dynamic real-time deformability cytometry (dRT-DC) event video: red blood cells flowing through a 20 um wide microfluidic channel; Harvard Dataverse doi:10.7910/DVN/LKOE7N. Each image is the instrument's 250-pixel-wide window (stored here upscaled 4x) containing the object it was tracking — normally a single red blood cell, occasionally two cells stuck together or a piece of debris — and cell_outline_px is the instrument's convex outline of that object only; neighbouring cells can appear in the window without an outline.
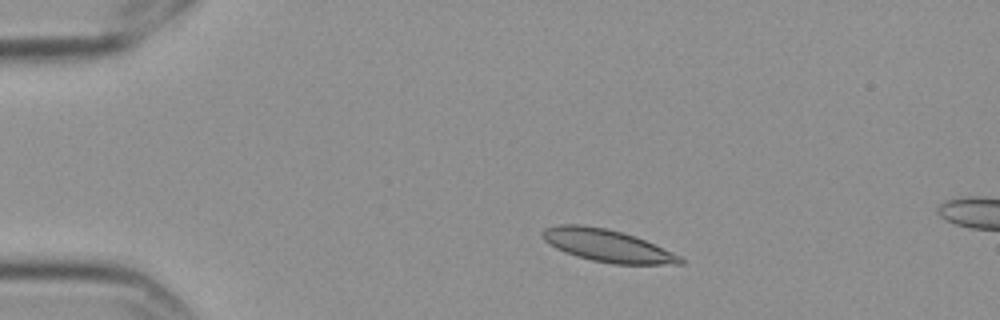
{"species": "Egyptian fruit bat (a non-hibernating species)", "species_latin": "Rousettus aegyptiacus", "temperature_condition": "cold", "stored_images_in_passage": 4, "camera_frame_rate_fps": 3000, "um_per_image_px": 0.085, "frame": {"image": 1, "passage_image": 2, "time_ms": 0.333, "image_size_px": [1000, 320], "cell_outline_px": [[684, 264], [612, 264], [592, 260], [576, 256], [564, 252], [556, 248], [544, 240], [540, 232], [544, 228], [560, 224], [580, 224], [608, 228], [636, 236], [680, 256], [684, 260]], "centroid_in_image_um": [51.58, 20.87], "position_along_channel_um": 33.4, "area_um2": 26.01}}